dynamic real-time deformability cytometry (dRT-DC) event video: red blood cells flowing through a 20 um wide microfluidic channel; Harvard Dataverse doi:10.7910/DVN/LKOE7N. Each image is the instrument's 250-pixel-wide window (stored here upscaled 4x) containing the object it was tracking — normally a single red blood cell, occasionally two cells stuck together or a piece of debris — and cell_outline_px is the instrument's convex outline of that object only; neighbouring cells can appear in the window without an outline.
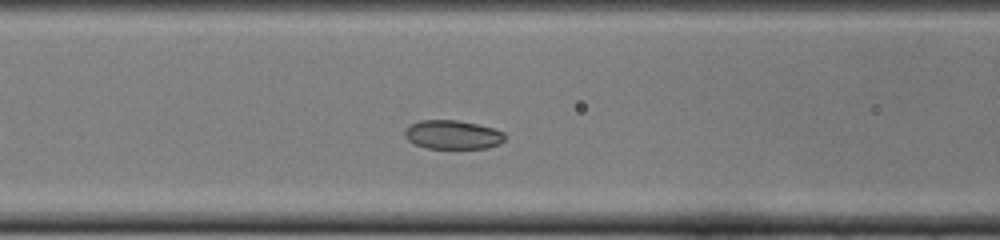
{"species": "common noctule bat (a hibernating species)", "species_latin": "Nyctalus noctula", "temperature_condition": "cold", "stored_images_in_passage": 33, "camera_frame_rate_fps": 3000, "um_per_image_px": 0.085, "animal": {"sex": "female", "body_mass_g": 22.0, "forearm_length_mm": 56.7}, "frame": {"image": 1, "passage_image": 11, "time_ms": 3.333, "image_size_px": [1000, 240], "cell_outline_px": [[504, 140], [500, 144], [488, 148], [424, 148], [408, 140], [404, 136], [404, 132], [408, 124], [420, 120], [456, 120], [476, 124], [492, 128], [504, 132]], "centroid_in_image_um": [38.44, 11.45], "position_along_channel_um": 128.2, "area_um2": 16.88}}
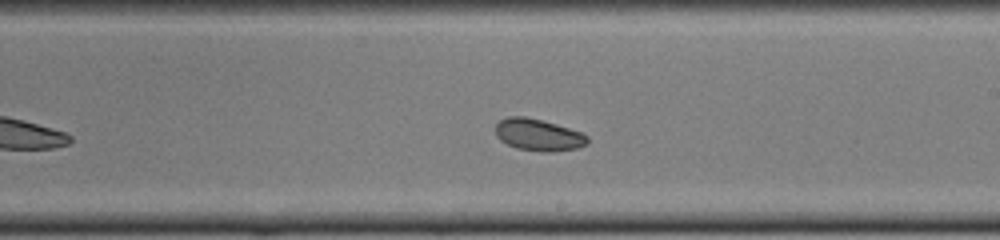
{"frame": {"image": 2, "passage_image": 20, "time_ms": 6.333, "image_size_px": [1000, 240], "cell_outline_px": [[588, 144], [576, 148], [552, 152], [540, 152], [516, 148], [500, 140], [496, 136], [496, 124], [500, 120], [508, 116], [524, 116], [556, 124], [580, 132], [588, 136]], "centroid_in_image_um": [45.75, 11.47], "position_along_channel_um": 243.3, "area_um2": 17.05}}
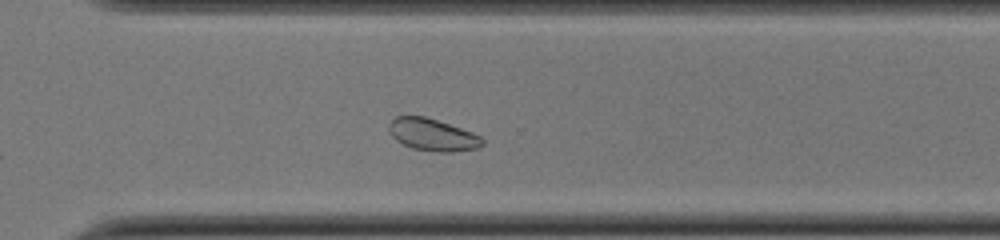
{"frame": {"image": 3, "passage_image": 27, "time_ms": 8.667, "image_size_px": [1000, 240], "cell_outline_px": [[484, 144], [476, 148], [452, 152], [436, 152], [412, 148], [396, 140], [392, 136], [388, 128], [388, 124], [396, 116], [424, 116], [472, 132], [480, 136], [484, 140]], "centroid_in_image_um": [36.75, 11.46], "position_along_channel_um": 333.8, "area_um2": 17.34}, "authors_computed_cell_mechanics": {"area_um2": 17.4556, "velocity_mm_per_s": 3.8604, "shape_relaxation_time_tau1_ms": null, "shape_relaxation_time_tau2_ms": 2.8859, "deformation_change_tau1": null, "deformation_change_tau2": 0.0558}}